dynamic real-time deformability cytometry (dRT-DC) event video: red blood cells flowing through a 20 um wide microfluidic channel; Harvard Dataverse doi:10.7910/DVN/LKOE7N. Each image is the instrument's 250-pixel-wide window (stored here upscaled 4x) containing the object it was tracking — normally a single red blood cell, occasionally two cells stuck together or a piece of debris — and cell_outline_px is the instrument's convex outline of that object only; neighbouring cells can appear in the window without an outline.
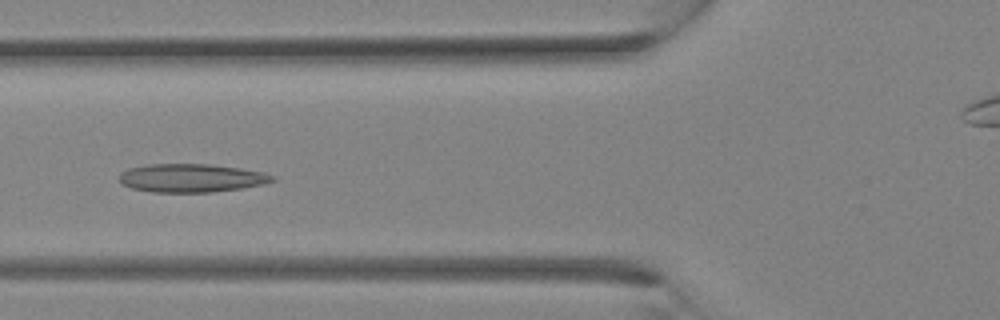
{"species": "Egyptian fruit bat (a non-hibernating species)", "species_latin": "Rousettus aegyptiacus", "temperature_condition": "room temperature", "stored_images_in_passage": 34, "camera_frame_rate_fps": 3000, "um_per_image_px": 0.085, "animal": {"sex": "female"}, "frame": {"image": 1, "passage_image": 13, "time_ms": 4.0, "image_size_px": [1000, 320], "cell_outline_px": [[276, 180], [260, 184], [240, 188], [212, 192], [152, 192], [132, 188], [120, 184], [120, 172], [128, 168], [148, 164], [208, 164], [240, 168], [264, 172], [276, 176]], "centroid_in_image_um": [16.24, 15.12], "position_along_channel_um": 109.6, "area_um2": 25.32}}
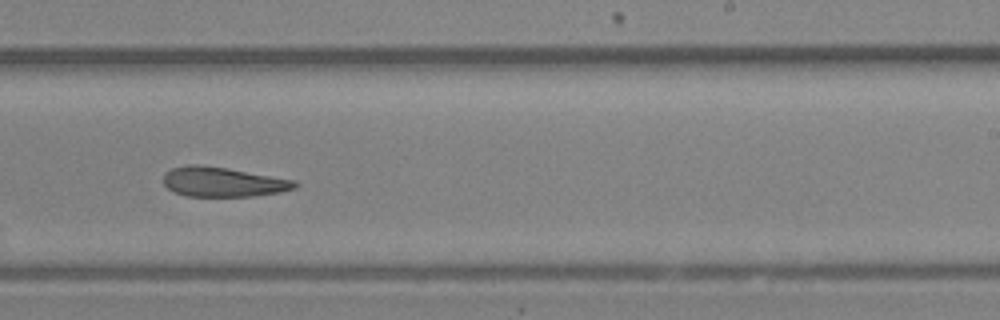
{"frame": {"image": 2, "passage_image": 21, "time_ms": 6.667, "image_size_px": [1000, 320], "cell_outline_px": [[296, 188], [280, 192], [252, 196], [184, 196], [172, 192], [164, 184], [164, 176], [172, 168], [188, 164], [196, 164], [228, 168], [296, 180]], "centroid_in_image_um": [18.94, 15.46], "position_along_channel_um": 270.1, "area_um2": 22.72}}
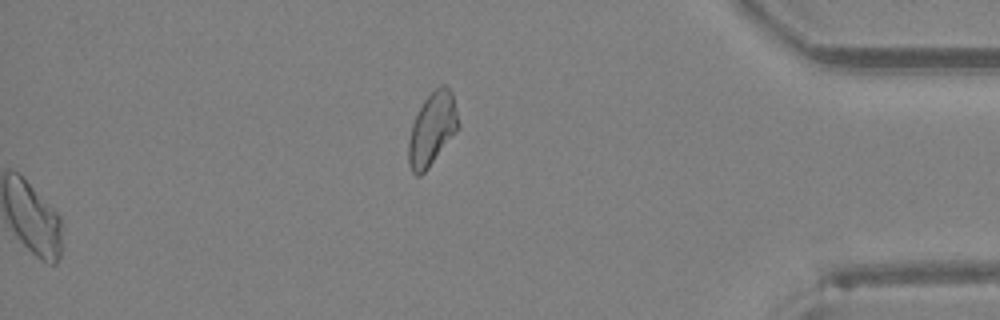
{"frame": {"image": 3, "passage_image": 34, "time_ms": 11.0, "image_size_px": [1000, 320], "cell_outline_px": [[460, 128], [428, 168], [420, 176], [416, 176], [412, 172], [408, 164], [408, 140], [412, 124], [424, 100], [440, 84], [444, 84], [452, 92], [460, 124]], "centroid_in_image_um": [36.74, 10.99], "position_along_channel_um": 398.5, "area_um2": 21.21}}